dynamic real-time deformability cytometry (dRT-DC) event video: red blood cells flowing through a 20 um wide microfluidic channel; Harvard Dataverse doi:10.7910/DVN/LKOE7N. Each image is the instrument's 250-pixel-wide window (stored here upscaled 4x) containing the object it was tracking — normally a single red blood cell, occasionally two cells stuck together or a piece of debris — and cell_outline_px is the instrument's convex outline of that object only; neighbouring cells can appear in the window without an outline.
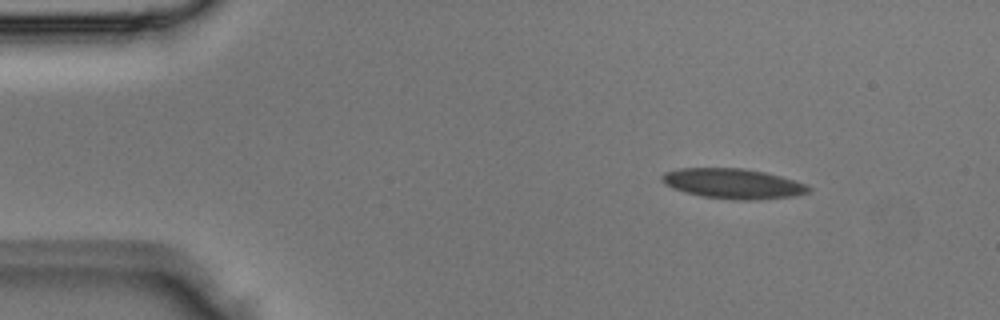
{"species": "Egyptian fruit bat (a non-hibernating species)", "species_latin": "Rousettus aegyptiacus", "temperature_condition": "room temperature", "stored_images_in_passage": 2, "camera_frame_rate_fps": 3000, "um_per_image_px": 0.085, "animal": {"sex": "male"}, "frame": {"image": 1, "passage_image": 1, "time_ms": 0.0, "image_size_px": [1000, 320], "cell_outline_px": [[812, 188], [808, 192], [792, 196], [752, 200], [736, 200], [704, 196], [684, 192], [672, 188], [664, 184], [660, 176], [664, 172], [680, 168], [744, 168], [764, 172], [796, 180], [808, 184]], "centroid_in_image_um": [62.3, 15.6], "position_along_channel_um": 22.7, "area_um2": 25.72}}